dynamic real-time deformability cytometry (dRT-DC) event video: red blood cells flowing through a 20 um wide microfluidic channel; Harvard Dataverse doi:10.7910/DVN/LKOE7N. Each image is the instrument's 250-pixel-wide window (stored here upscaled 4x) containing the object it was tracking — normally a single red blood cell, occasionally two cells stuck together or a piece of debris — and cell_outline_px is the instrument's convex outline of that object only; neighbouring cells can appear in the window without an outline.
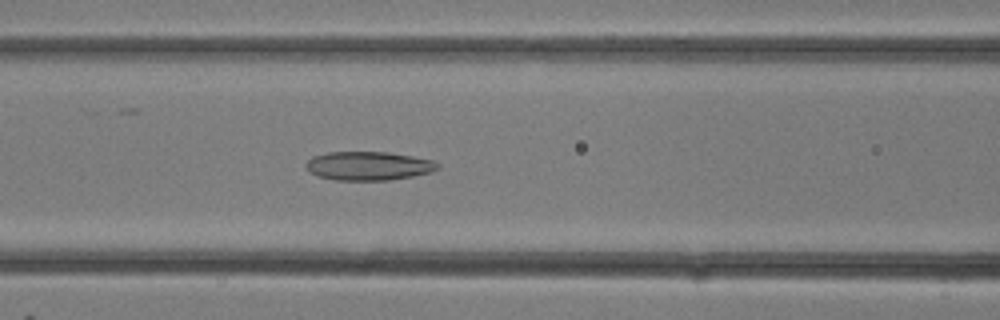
{"species": "common noctule bat (a hibernating species)", "species_latin": "Nyctalus noctula", "temperature_condition": "room temperature", "stored_images_in_passage": 31, "camera_frame_rate_fps": 3000, "um_per_image_px": 0.085, "animal": {"sex": "female"}, "frame": {"image": 1, "passage_image": 13, "time_ms": 4.0, "image_size_px": [1000, 320], "cell_outline_px": [[440, 168], [432, 172], [412, 176], [388, 180], [336, 180], [320, 176], [312, 172], [304, 164], [312, 156], [328, 152], [388, 152], [412, 156], [432, 160], [440, 164]], "centroid_in_image_um": [31.36, 14.09], "position_along_channel_um": 135.2, "area_um2": 21.96}}
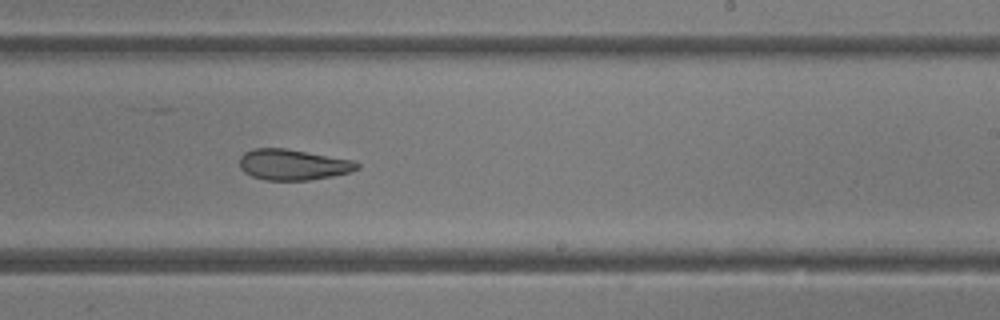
{"frame": {"image": 2, "passage_image": 19, "time_ms": 6.0, "image_size_px": [1000, 320], "cell_outline_px": [[360, 168], [348, 172], [332, 176], [308, 180], [264, 180], [252, 176], [244, 172], [240, 168], [240, 156], [244, 152], [252, 148], [284, 148], [352, 160], [360, 164]], "centroid_in_image_um": [24.86, 13.99], "position_along_channel_um": 264.1, "area_um2": 20.98}}
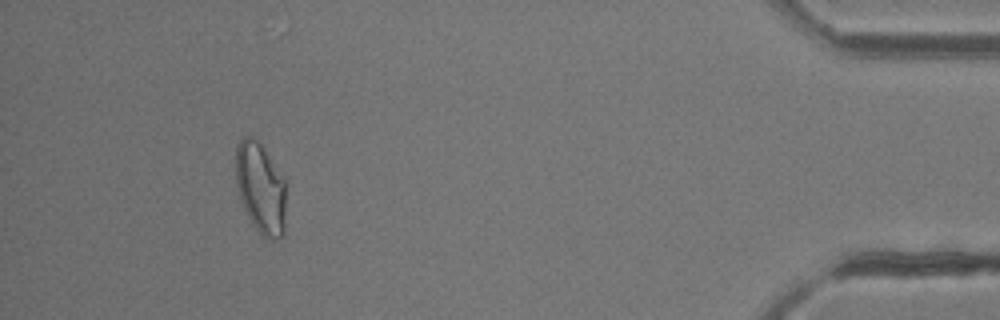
{"frame": {"image": 3, "passage_image": 29, "time_ms": 9.333, "image_size_px": [1000, 320], "cell_outline_px": [[284, 236], [280, 240], [272, 240], [264, 236], [252, 224], [240, 200], [236, 184], [236, 144], [244, 136], [252, 136], [260, 144], [284, 180]], "centroid_in_image_um": [22.12, 16.02], "position_along_channel_um": 413.1, "area_um2": 26.24}}